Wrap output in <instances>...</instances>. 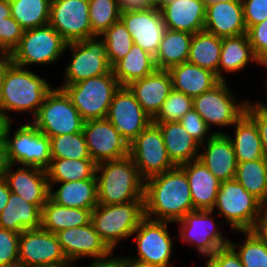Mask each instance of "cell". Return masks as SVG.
Wrapping results in <instances>:
<instances>
[{
	"mask_svg": "<svg viewBox=\"0 0 267 267\" xmlns=\"http://www.w3.org/2000/svg\"><path fill=\"white\" fill-rule=\"evenodd\" d=\"M245 113L255 122L261 138L262 148L267 158V111L260 105L247 102Z\"/></svg>",
	"mask_w": 267,
	"mask_h": 267,
	"instance_id": "f907efd6",
	"label": "cell"
},
{
	"mask_svg": "<svg viewBox=\"0 0 267 267\" xmlns=\"http://www.w3.org/2000/svg\"><path fill=\"white\" fill-rule=\"evenodd\" d=\"M123 267H160L156 265L146 264L139 261L129 260L127 256L122 257Z\"/></svg>",
	"mask_w": 267,
	"mask_h": 267,
	"instance_id": "680465c9",
	"label": "cell"
},
{
	"mask_svg": "<svg viewBox=\"0 0 267 267\" xmlns=\"http://www.w3.org/2000/svg\"><path fill=\"white\" fill-rule=\"evenodd\" d=\"M8 124V120L3 115L2 112H0V142L4 140V131Z\"/></svg>",
	"mask_w": 267,
	"mask_h": 267,
	"instance_id": "91938a15",
	"label": "cell"
},
{
	"mask_svg": "<svg viewBox=\"0 0 267 267\" xmlns=\"http://www.w3.org/2000/svg\"><path fill=\"white\" fill-rule=\"evenodd\" d=\"M247 30L267 19V0H242Z\"/></svg>",
	"mask_w": 267,
	"mask_h": 267,
	"instance_id": "681fc988",
	"label": "cell"
},
{
	"mask_svg": "<svg viewBox=\"0 0 267 267\" xmlns=\"http://www.w3.org/2000/svg\"><path fill=\"white\" fill-rule=\"evenodd\" d=\"M9 164L4 178L11 192L16 193L25 201L42 207L49 199L50 186L46 170L34 166H20ZM15 171H12V170Z\"/></svg>",
	"mask_w": 267,
	"mask_h": 267,
	"instance_id": "44dd1931",
	"label": "cell"
},
{
	"mask_svg": "<svg viewBox=\"0 0 267 267\" xmlns=\"http://www.w3.org/2000/svg\"><path fill=\"white\" fill-rule=\"evenodd\" d=\"M264 110L267 111V105H260Z\"/></svg>",
	"mask_w": 267,
	"mask_h": 267,
	"instance_id": "2644e50d",
	"label": "cell"
},
{
	"mask_svg": "<svg viewBox=\"0 0 267 267\" xmlns=\"http://www.w3.org/2000/svg\"><path fill=\"white\" fill-rule=\"evenodd\" d=\"M252 62L258 66H263L253 52L247 33L240 36L222 38L218 66V79L220 81H226L224 78L226 73L235 74L241 70L243 71Z\"/></svg>",
	"mask_w": 267,
	"mask_h": 267,
	"instance_id": "f1b7e54d",
	"label": "cell"
},
{
	"mask_svg": "<svg viewBox=\"0 0 267 267\" xmlns=\"http://www.w3.org/2000/svg\"><path fill=\"white\" fill-rule=\"evenodd\" d=\"M235 180L261 201L267 186V158L239 162Z\"/></svg>",
	"mask_w": 267,
	"mask_h": 267,
	"instance_id": "f35d334b",
	"label": "cell"
},
{
	"mask_svg": "<svg viewBox=\"0 0 267 267\" xmlns=\"http://www.w3.org/2000/svg\"><path fill=\"white\" fill-rule=\"evenodd\" d=\"M164 1H177V0H155L156 5H160Z\"/></svg>",
	"mask_w": 267,
	"mask_h": 267,
	"instance_id": "a7ac6f4b",
	"label": "cell"
},
{
	"mask_svg": "<svg viewBox=\"0 0 267 267\" xmlns=\"http://www.w3.org/2000/svg\"><path fill=\"white\" fill-rule=\"evenodd\" d=\"M12 121L4 131V141L7 148L9 164H19L21 166H34L46 170L51 162L50 138L44 135L29 120L24 124H19L12 137Z\"/></svg>",
	"mask_w": 267,
	"mask_h": 267,
	"instance_id": "ba28073f",
	"label": "cell"
},
{
	"mask_svg": "<svg viewBox=\"0 0 267 267\" xmlns=\"http://www.w3.org/2000/svg\"><path fill=\"white\" fill-rule=\"evenodd\" d=\"M154 124L160 128L167 154L175 166L199 158L201 145L185 130L179 121Z\"/></svg>",
	"mask_w": 267,
	"mask_h": 267,
	"instance_id": "4316f807",
	"label": "cell"
},
{
	"mask_svg": "<svg viewBox=\"0 0 267 267\" xmlns=\"http://www.w3.org/2000/svg\"><path fill=\"white\" fill-rule=\"evenodd\" d=\"M82 131L96 164L129 156V143L107 118L85 121Z\"/></svg>",
	"mask_w": 267,
	"mask_h": 267,
	"instance_id": "2e32d148",
	"label": "cell"
},
{
	"mask_svg": "<svg viewBox=\"0 0 267 267\" xmlns=\"http://www.w3.org/2000/svg\"><path fill=\"white\" fill-rule=\"evenodd\" d=\"M6 58L5 55L0 54V63Z\"/></svg>",
	"mask_w": 267,
	"mask_h": 267,
	"instance_id": "89a4df30",
	"label": "cell"
},
{
	"mask_svg": "<svg viewBox=\"0 0 267 267\" xmlns=\"http://www.w3.org/2000/svg\"><path fill=\"white\" fill-rule=\"evenodd\" d=\"M156 6L154 0H121V11H143Z\"/></svg>",
	"mask_w": 267,
	"mask_h": 267,
	"instance_id": "f5cc1de1",
	"label": "cell"
},
{
	"mask_svg": "<svg viewBox=\"0 0 267 267\" xmlns=\"http://www.w3.org/2000/svg\"><path fill=\"white\" fill-rule=\"evenodd\" d=\"M143 110L153 118L173 89L168 70H156L151 75L135 80L127 86Z\"/></svg>",
	"mask_w": 267,
	"mask_h": 267,
	"instance_id": "d4e9b609",
	"label": "cell"
},
{
	"mask_svg": "<svg viewBox=\"0 0 267 267\" xmlns=\"http://www.w3.org/2000/svg\"><path fill=\"white\" fill-rule=\"evenodd\" d=\"M218 1H226V0H204L205 4H211V3H214V2H218Z\"/></svg>",
	"mask_w": 267,
	"mask_h": 267,
	"instance_id": "03108f58",
	"label": "cell"
},
{
	"mask_svg": "<svg viewBox=\"0 0 267 267\" xmlns=\"http://www.w3.org/2000/svg\"><path fill=\"white\" fill-rule=\"evenodd\" d=\"M144 217L143 200L112 205L98 204L92 210L91 224L114 252L115 247H119V241L131 238Z\"/></svg>",
	"mask_w": 267,
	"mask_h": 267,
	"instance_id": "277c9868",
	"label": "cell"
},
{
	"mask_svg": "<svg viewBox=\"0 0 267 267\" xmlns=\"http://www.w3.org/2000/svg\"><path fill=\"white\" fill-rule=\"evenodd\" d=\"M55 234L64 255L71 263L89 257L93 258L94 261L105 260L114 255V252L101 239L91 223L60 230Z\"/></svg>",
	"mask_w": 267,
	"mask_h": 267,
	"instance_id": "d6986e66",
	"label": "cell"
},
{
	"mask_svg": "<svg viewBox=\"0 0 267 267\" xmlns=\"http://www.w3.org/2000/svg\"><path fill=\"white\" fill-rule=\"evenodd\" d=\"M53 86L28 68L13 64L7 57L3 60L1 112L12 121L9 112L28 113L35 117L46 95Z\"/></svg>",
	"mask_w": 267,
	"mask_h": 267,
	"instance_id": "7a4b0ae2",
	"label": "cell"
},
{
	"mask_svg": "<svg viewBox=\"0 0 267 267\" xmlns=\"http://www.w3.org/2000/svg\"><path fill=\"white\" fill-rule=\"evenodd\" d=\"M0 267H25L23 266L21 263H16V264H13V265H8V266H0Z\"/></svg>",
	"mask_w": 267,
	"mask_h": 267,
	"instance_id": "e7e4bbea",
	"label": "cell"
},
{
	"mask_svg": "<svg viewBox=\"0 0 267 267\" xmlns=\"http://www.w3.org/2000/svg\"><path fill=\"white\" fill-rule=\"evenodd\" d=\"M213 210H195L188 212L179 223V239L203 255L209 257L219 248L229 245L230 238L223 236L220 223L216 222ZM221 230V231H220Z\"/></svg>",
	"mask_w": 267,
	"mask_h": 267,
	"instance_id": "7c38bea8",
	"label": "cell"
},
{
	"mask_svg": "<svg viewBox=\"0 0 267 267\" xmlns=\"http://www.w3.org/2000/svg\"><path fill=\"white\" fill-rule=\"evenodd\" d=\"M42 210L11 192L6 207L0 213V228L22 233L41 228Z\"/></svg>",
	"mask_w": 267,
	"mask_h": 267,
	"instance_id": "4dcf8cb0",
	"label": "cell"
},
{
	"mask_svg": "<svg viewBox=\"0 0 267 267\" xmlns=\"http://www.w3.org/2000/svg\"><path fill=\"white\" fill-rule=\"evenodd\" d=\"M225 219L233 231L256 229L262 214L260 200L250 194L235 179L220 183L213 211Z\"/></svg>",
	"mask_w": 267,
	"mask_h": 267,
	"instance_id": "5b68a950",
	"label": "cell"
},
{
	"mask_svg": "<svg viewBox=\"0 0 267 267\" xmlns=\"http://www.w3.org/2000/svg\"><path fill=\"white\" fill-rule=\"evenodd\" d=\"M129 156L144 180L175 167L167 154L160 128L153 122L129 144Z\"/></svg>",
	"mask_w": 267,
	"mask_h": 267,
	"instance_id": "5bb4252c",
	"label": "cell"
},
{
	"mask_svg": "<svg viewBox=\"0 0 267 267\" xmlns=\"http://www.w3.org/2000/svg\"><path fill=\"white\" fill-rule=\"evenodd\" d=\"M52 158L92 159L82 132L50 137Z\"/></svg>",
	"mask_w": 267,
	"mask_h": 267,
	"instance_id": "60d3db41",
	"label": "cell"
},
{
	"mask_svg": "<svg viewBox=\"0 0 267 267\" xmlns=\"http://www.w3.org/2000/svg\"><path fill=\"white\" fill-rule=\"evenodd\" d=\"M9 166L5 141L0 142V178L4 177Z\"/></svg>",
	"mask_w": 267,
	"mask_h": 267,
	"instance_id": "9f6ffc18",
	"label": "cell"
},
{
	"mask_svg": "<svg viewBox=\"0 0 267 267\" xmlns=\"http://www.w3.org/2000/svg\"><path fill=\"white\" fill-rule=\"evenodd\" d=\"M204 30L221 38L246 34L242 0L207 4Z\"/></svg>",
	"mask_w": 267,
	"mask_h": 267,
	"instance_id": "7402d4cb",
	"label": "cell"
},
{
	"mask_svg": "<svg viewBox=\"0 0 267 267\" xmlns=\"http://www.w3.org/2000/svg\"><path fill=\"white\" fill-rule=\"evenodd\" d=\"M19 237L20 233L0 228V266L19 262Z\"/></svg>",
	"mask_w": 267,
	"mask_h": 267,
	"instance_id": "7dc6e473",
	"label": "cell"
},
{
	"mask_svg": "<svg viewBox=\"0 0 267 267\" xmlns=\"http://www.w3.org/2000/svg\"><path fill=\"white\" fill-rule=\"evenodd\" d=\"M255 231L267 242V212H262Z\"/></svg>",
	"mask_w": 267,
	"mask_h": 267,
	"instance_id": "6f0895ef",
	"label": "cell"
},
{
	"mask_svg": "<svg viewBox=\"0 0 267 267\" xmlns=\"http://www.w3.org/2000/svg\"><path fill=\"white\" fill-rule=\"evenodd\" d=\"M247 35L255 56L263 67L267 66V19L251 26Z\"/></svg>",
	"mask_w": 267,
	"mask_h": 267,
	"instance_id": "c3c4849f",
	"label": "cell"
},
{
	"mask_svg": "<svg viewBox=\"0 0 267 267\" xmlns=\"http://www.w3.org/2000/svg\"><path fill=\"white\" fill-rule=\"evenodd\" d=\"M228 87L220 81L211 90L193 98V108L213 128L233 126L244 114L248 100L239 101Z\"/></svg>",
	"mask_w": 267,
	"mask_h": 267,
	"instance_id": "8fae6325",
	"label": "cell"
},
{
	"mask_svg": "<svg viewBox=\"0 0 267 267\" xmlns=\"http://www.w3.org/2000/svg\"><path fill=\"white\" fill-rule=\"evenodd\" d=\"M31 122L50 137L82 132L84 120L63 89L52 88Z\"/></svg>",
	"mask_w": 267,
	"mask_h": 267,
	"instance_id": "30bf717a",
	"label": "cell"
},
{
	"mask_svg": "<svg viewBox=\"0 0 267 267\" xmlns=\"http://www.w3.org/2000/svg\"><path fill=\"white\" fill-rule=\"evenodd\" d=\"M119 88L120 84L111 70L107 74L66 85L63 90L82 119L88 121L107 117L110 103Z\"/></svg>",
	"mask_w": 267,
	"mask_h": 267,
	"instance_id": "52a82bcc",
	"label": "cell"
},
{
	"mask_svg": "<svg viewBox=\"0 0 267 267\" xmlns=\"http://www.w3.org/2000/svg\"><path fill=\"white\" fill-rule=\"evenodd\" d=\"M2 79H3V61L0 63V112H1Z\"/></svg>",
	"mask_w": 267,
	"mask_h": 267,
	"instance_id": "be15d7a7",
	"label": "cell"
},
{
	"mask_svg": "<svg viewBox=\"0 0 267 267\" xmlns=\"http://www.w3.org/2000/svg\"><path fill=\"white\" fill-rule=\"evenodd\" d=\"M48 183L49 197L59 205L90 210L98 205L97 179ZM55 184H60L57 190H53Z\"/></svg>",
	"mask_w": 267,
	"mask_h": 267,
	"instance_id": "83f0119b",
	"label": "cell"
},
{
	"mask_svg": "<svg viewBox=\"0 0 267 267\" xmlns=\"http://www.w3.org/2000/svg\"><path fill=\"white\" fill-rule=\"evenodd\" d=\"M266 82H267V81H266ZM265 89H266V92H267V83H265ZM266 95H267V94H266ZM257 104H258V105H267V103H266V102H263V101H260V102L258 101Z\"/></svg>",
	"mask_w": 267,
	"mask_h": 267,
	"instance_id": "003e7915",
	"label": "cell"
},
{
	"mask_svg": "<svg viewBox=\"0 0 267 267\" xmlns=\"http://www.w3.org/2000/svg\"><path fill=\"white\" fill-rule=\"evenodd\" d=\"M232 127L233 136L225 134L233 144L238 163L265 158L258 128L246 113Z\"/></svg>",
	"mask_w": 267,
	"mask_h": 267,
	"instance_id": "1f68e13d",
	"label": "cell"
},
{
	"mask_svg": "<svg viewBox=\"0 0 267 267\" xmlns=\"http://www.w3.org/2000/svg\"><path fill=\"white\" fill-rule=\"evenodd\" d=\"M96 168L92 159L52 158L46 173L48 182H72L96 179Z\"/></svg>",
	"mask_w": 267,
	"mask_h": 267,
	"instance_id": "8d00e7d4",
	"label": "cell"
},
{
	"mask_svg": "<svg viewBox=\"0 0 267 267\" xmlns=\"http://www.w3.org/2000/svg\"><path fill=\"white\" fill-rule=\"evenodd\" d=\"M10 189L4 177L0 178V213L6 207L9 196Z\"/></svg>",
	"mask_w": 267,
	"mask_h": 267,
	"instance_id": "11a10c76",
	"label": "cell"
},
{
	"mask_svg": "<svg viewBox=\"0 0 267 267\" xmlns=\"http://www.w3.org/2000/svg\"><path fill=\"white\" fill-rule=\"evenodd\" d=\"M185 171L195 210H212L221 181L199 159L180 165Z\"/></svg>",
	"mask_w": 267,
	"mask_h": 267,
	"instance_id": "484cf974",
	"label": "cell"
},
{
	"mask_svg": "<svg viewBox=\"0 0 267 267\" xmlns=\"http://www.w3.org/2000/svg\"><path fill=\"white\" fill-rule=\"evenodd\" d=\"M98 204H123L144 199V179L130 156L104 161L96 168Z\"/></svg>",
	"mask_w": 267,
	"mask_h": 267,
	"instance_id": "3957f363",
	"label": "cell"
},
{
	"mask_svg": "<svg viewBox=\"0 0 267 267\" xmlns=\"http://www.w3.org/2000/svg\"><path fill=\"white\" fill-rule=\"evenodd\" d=\"M172 77L173 89L189 97H197L211 90L220 80L211 70L185 62L168 70Z\"/></svg>",
	"mask_w": 267,
	"mask_h": 267,
	"instance_id": "f546056e",
	"label": "cell"
},
{
	"mask_svg": "<svg viewBox=\"0 0 267 267\" xmlns=\"http://www.w3.org/2000/svg\"><path fill=\"white\" fill-rule=\"evenodd\" d=\"M200 148L198 159L218 180L235 179L238 162L233 144L226 134H215Z\"/></svg>",
	"mask_w": 267,
	"mask_h": 267,
	"instance_id": "cb8c5ba5",
	"label": "cell"
},
{
	"mask_svg": "<svg viewBox=\"0 0 267 267\" xmlns=\"http://www.w3.org/2000/svg\"><path fill=\"white\" fill-rule=\"evenodd\" d=\"M92 33L101 36L121 16L119 0H88Z\"/></svg>",
	"mask_w": 267,
	"mask_h": 267,
	"instance_id": "b9f144b4",
	"label": "cell"
},
{
	"mask_svg": "<svg viewBox=\"0 0 267 267\" xmlns=\"http://www.w3.org/2000/svg\"><path fill=\"white\" fill-rule=\"evenodd\" d=\"M11 16L24 29L49 24L51 0H10Z\"/></svg>",
	"mask_w": 267,
	"mask_h": 267,
	"instance_id": "74e56055",
	"label": "cell"
},
{
	"mask_svg": "<svg viewBox=\"0 0 267 267\" xmlns=\"http://www.w3.org/2000/svg\"><path fill=\"white\" fill-rule=\"evenodd\" d=\"M144 213L153 220L176 223L195 211L185 171L180 166L144 181Z\"/></svg>",
	"mask_w": 267,
	"mask_h": 267,
	"instance_id": "6da1fadb",
	"label": "cell"
},
{
	"mask_svg": "<svg viewBox=\"0 0 267 267\" xmlns=\"http://www.w3.org/2000/svg\"><path fill=\"white\" fill-rule=\"evenodd\" d=\"M120 20L134 44L155 57L167 29L159 6L143 11H121Z\"/></svg>",
	"mask_w": 267,
	"mask_h": 267,
	"instance_id": "ffe728a7",
	"label": "cell"
},
{
	"mask_svg": "<svg viewBox=\"0 0 267 267\" xmlns=\"http://www.w3.org/2000/svg\"><path fill=\"white\" fill-rule=\"evenodd\" d=\"M208 258L205 267H243L239 255L230 246L219 248Z\"/></svg>",
	"mask_w": 267,
	"mask_h": 267,
	"instance_id": "816d5d0a",
	"label": "cell"
},
{
	"mask_svg": "<svg viewBox=\"0 0 267 267\" xmlns=\"http://www.w3.org/2000/svg\"><path fill=\"white\" fill-rule=\"evenodd\" d=\"M76 263H73V267H76ZM83 267V266H81ZM85 267H123L122 257L112 255L111 257L105 260L93 261Z\"/></svg>",
	"mask_w": 267,
	"mask_h": 267,
	"instance_id": "db71d44e",
	"label": "cell"
},
{
	"mask_svg": "<svg viewBox=\"0 0 267 267\" xmlns=\"http://www.w3.org/2000/svg\"><path fill=\"white\" fill-rule=\"evenodd\" d=\"M260 205H261L262 212H267V186H266L265 195L263 196L262 200L260 201Z\"/></svg>",
	"mask_w": 267,
	"mask_h": 267,
	"instance_id": "94428289",
	"label": "cell"
},
{
	"mask_svg": "<svg viewBox=\"0 0 267 267\" xmlns=\"http://www.w3.org/2000/svg\"><path fill=\"white\" fill-rule=\"evenodd\" d=\"M159 8L167 29L191 34L204 31L206 17L204 0L164 1Z\"/></svg>",
	"mask_w": 267,
	"mask_h": 267,
	"instance_id": "603a6c76",
	"label": "cell"
},
{
	"mask_svg": "<svg viewBox=\"0 0 267 267\" xmlns=\"http://www.w3.org/2000/svg\"><path fill=\"white\" fill-rule=\"evenodd\" d=\"M92 210L64 207L50 197L42 207L41 228L51 233L91 223Z\"/></svg>",
	"mask_w": 267,
	"mask_h": 267,
	"instance_id": "d6a6232c",
	"label": "cell"
},
{
	"mask_svg": "<svg viewBox=\"0 0 267 267\" xmlns=\"http://www.w3.org/2000/svg\"><path fill=\"white\" fill-rule=\"evenodd\" d=\"M193 108V98L172 89L158 113L152 118L153 123L180 121L182 116Z\"/></svg>",
	"mask_w": 267,
	"mask_h": 267,
	"instance_id": "f6af8a7d",
	"label": "cell"
},
{
	"mask_svg": "<svg viewBox=\"0 0 267 267\" xmlns=\"http://www.w3.org/2000/svg\"><path fill=\"white\" fill-rule=\"evenodd\" d=\"M66 49L71 50L69 52L72 58L64 68L65 81L58 87L60 89L91 77L107 74L112 70L107 47L101 36L95 35L78 42L67 43Z\"/></svg>",
	"mask_w": 267,
	"mask_h": 267,
	"instance_id": "9c48e42d",
	"label": "cell"
},
{
	"mask_svg": "<svg viewBox=\"0 0 267 267\" xmlns=\"http://www.w3.org/2000/svg\"><path fill=\"white\" fill-rule=\"evenodd\" d=\"M67 42L50 25L24 30L19 45L7 57L13 64L26 68L30 65L55 64L66 52Z\"/></svg>",
	"mask_w": 267,
	"mask_h": 267,
	"instance_id": "8992f818",
	"label": "cell"
},
{
	"mask_svg": "<svg viewBox=\"0 0 267 267\" xmlns=\"http://www.w3.org/2000/svg\"><path fill=\"white\" fill-rule=\"evenodd\" d=\"M246 237L240 244L229 245L239 255L243 267H267V242L255 231H239Z\"/></svg>",
	"mask_w": 267,
	"mask_h": 267,
	"instance_id": "ab89813d",
	"label": "cell"
},
{
	"mask_svg": "<svg viewBox=\"0 0 267 267\" xmlns=\"http://www.w3.org/2000/svg\"><path fill=\"white\" fill-rule=\"evenodd\" d=\"M40 267H73V263H71V262H63V263L40 266Z\"/></svg>",
	"mask_w": 267,
	"mask_h": 267,
	"instance_id": "6125c7cd",
	"label": "cell"
},
{
	"mask_svg": "<svg viewBox=\"0 0 267 267\" xmlns=\"http://www.w3.org/2000/svg\"><path fill=\"white\" fill-rule=\"evenodd\" d=\"M156 70L154 57L135 44L124 58L112 67L120 86H128L131 82L151 75Z\"/></svg>",
	"mask_w": 267,
	"mask_h": 267,
	"instance_id": "836d02e7",
	"label": "cell"
},
{
	"mask_svg": "<svg viewBox=\"0 0 267 267\" xmlns=\"http://www.w3.org/2000/svg\"><path fill=\"white\" fill-rule=\"evenodd\" d=\"M193 34L166 29L157 54L154 57L158 70H169L187 62Z\"/></svg>",
	"mask_w": 267,
	"mask_h": 267,
	"instance_id": "e575fe53",
	"label": "cell"
},
{
	"mask_svg": "<svg viewBox=\"0 0 267 267\" xmlns=\"http://www.w3.org/2000/svg\"><path fill=\"white\" fill-rule=\"evenodd\" d=\"M185 130L200 144L206 143L215 134L226 132L212 131L194 108L185 113L179 121ZM212 131V132H211Z\"/></svg>",
	"mask_w": 267,
	"mask_h": 267,
	"instance_id": "bcb514c9",
	"label": "cell"
},
{
	"mask_svg": "<svg viewBox=\"0 0 267 267\" xmlns=\"http://www.w3.org/2000/svg\"><path fill=\"white\" fill-rule=\"evenodd\" d=\"M49 24L67 42H78L92 33L88 0H51Z\"/></svg>",
	"mask_w": 267,
	"mask_h": 267,
	"instance_id": "9a60e30c",
	"label": "cell"
},
{
	"mask_svg": "<svg viewBox=\"0 0 267 267\" xmlns=\"http://www.w3.org/2000/svg\"><path fill=\"white\" fill-rule=\"evenodd\" d=\"M19 263L25 267L53 265L67 260L56 234L42 228L24 230L19 237Z\"/></svg>",
	"mask_w": 267,
	"mask_h": 267,
	"instance_id": "ac0fdd59",
	"label": "cell"
},
{
	"mask_svg": "<svg viewBox=\"0 0 267 267\" xmlns=\"http://www.w3.org/2000/svg\"><path fill=\"white\" fill-rule=\"evenodd\" d=\"M106 118L129 144L152 122L127 86L115 92Z\"/></svg>",
	"mask_w": 267,
	"mask_h": 267,
	"instance_id": "e0dca14e",
	"label": "cell"
},
{
	"mask_svg": "<svg viewBox=\"0 0 267 267\" xmlns=\"http://www.w3.org/2000/svg\"><path fill=\"white\" fill-rule=\"evenodd\" d=\"M111 68L131 50L134 44L132 36L124 23L119 20L112 24L102 35Z\"/></svg>",
	"mask_w": 267,
	"mask_h": 267,
	"instance_id": "7bdbcfd3",
	"label": "cell"
},
{
	"mask_svg": "<svg viewBox=\"0 0 267 267\" xmlns=\"http://www.w3.org/2000/svg\"><path fill=\"white\" fill-rule=\"evenodd\" d=\"M222 38L201 31L193 34L187 62L211 70L218 78Z\"/></svg>",
	"mask_w": 267,
	"mask_h": 267,
	"instance_id": "d590c367",
	"label": "cell"
},
{
	"mask_svg": "<svg viewBox=\"0 0 267 267\" xmlns=\"http://www.w3.org/2000/svg\"><path fill=\"white\" fill-rule=\"evenodd\" d=\"M173 224L168 221L153 220L144 217L139 226L133 232L137 247V255L130 256L129 260L139 261L146 264L160 267H168L173 252V241L168 231V225ZM174 239V240H173Z\"/></svg>",
	"mask_w": 267,
	"mask_h": 267,
	"instance_id": "4fadbf2b",
	"label": "cell"
},
{
	"mask_svg": "<svg viewBox=\"0 0 267 267\" xmlns=\"http://www.w3.org/2000/svg\"><path fill=\"white\" fill-rule=\"evenodd\" d=\"M24 29L11 16L9 0H0V54L8 57L19 45Z\"/></svg>",
	"mask_w": 267,
	"mask_h": 267,
	"instance_id": "ee69618b",
	"label": "cell"
}]
</instances>
